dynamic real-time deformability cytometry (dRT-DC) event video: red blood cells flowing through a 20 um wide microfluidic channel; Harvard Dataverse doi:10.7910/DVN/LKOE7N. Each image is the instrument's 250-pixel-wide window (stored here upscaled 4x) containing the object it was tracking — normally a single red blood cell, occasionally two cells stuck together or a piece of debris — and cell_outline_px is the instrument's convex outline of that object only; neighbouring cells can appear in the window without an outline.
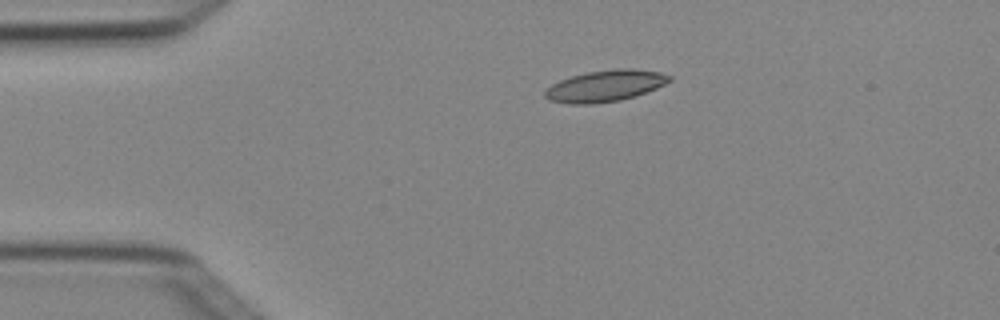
{"species": "Egyptian fruit bat (a non-hibernating species)", "species_latin": "Rousettus aegyptiacus", "temperature_condition": "cold", "stored_images_in_passage": 2, "camera_frame_rate_fps": 3000, "um_per_image_px": 0.085, "animal": {"sex": "female"}, "frame": {"image": 1, "passage_image": 1, "time_ms": 0.0, "image_size_px": [1000, 320], "cell_outline_px": [[672, 80], [656, 88], [636, 96], [620, 100], [592, 104], [572, 104], [548, 100], [544, 96], [544, 92], [552, 84], [560, 80], [572, 76], [588, 72], [616, 68], [632, 68], [660, 72], [672, 76]], "centroid_in_image_um": [51.46, 7.3], "position_along_channel_um": 33.5, "area_um2": 22.77}}